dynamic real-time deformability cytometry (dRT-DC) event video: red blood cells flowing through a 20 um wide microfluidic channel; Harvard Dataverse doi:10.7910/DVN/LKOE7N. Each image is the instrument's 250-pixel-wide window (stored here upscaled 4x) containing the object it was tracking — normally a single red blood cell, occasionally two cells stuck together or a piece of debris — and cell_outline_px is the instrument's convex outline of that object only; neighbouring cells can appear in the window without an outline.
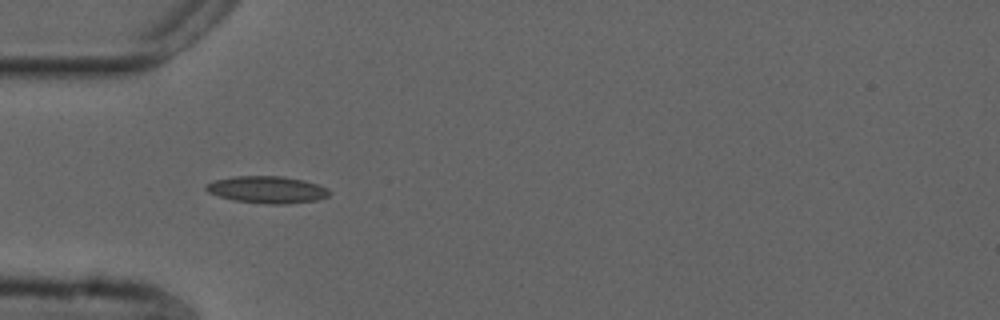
{"species": "common noctule bat (a hibernating species)", "species_latin": "Nyctalus noctula", "temperature_condition": "cold", "stored_images_in_passage": 41, "camera_frame_rate_fps": 3000, "um_per_image_px": 0.085, "animal": {"sex": "male", "forearm_length_mm": 52.5}, "frame": {"image": 1, "passage_image": 4, "time_ms": 1.0, "image_size_px": [1000, 320], "cell_outline_px": [[332, 192], [328, 196], [316, 200], [288, 204], [268, 204], [232, 200], [208, 192], [204, 188], [204, 184], [216, 180], [232, 176], [284, 176], [304, 180], [328, 188]], "centroid_in_image_um": [22.71, 16.12], "position_along_channel_um": 62.3, "area_um2": 19.54}}
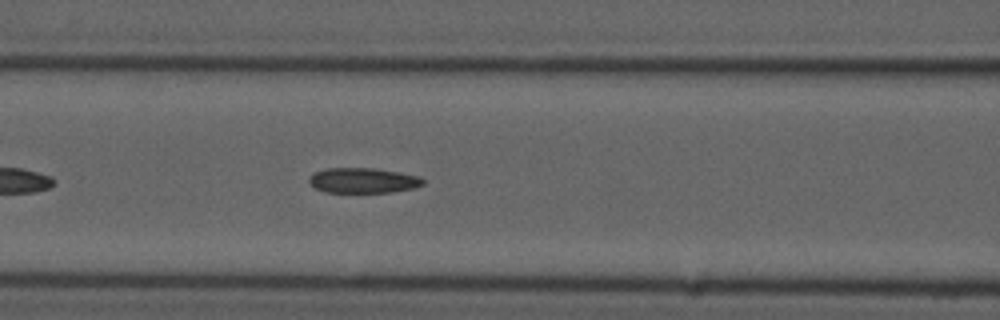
{"frame": {"image": 2, "passage_image": 10, "time_ms": 3.0, "image_size_px": [1000, 320], "cell_outline_px": [[424, 184], [412, 188], [392, 192], [324, 192], [316, 188], [308, 180], [308, 176], [324, 168], [376, 168], [420, 176], [424, 180]], "centroid_in_image_um": [30.86, 15.33], "position_along_channel_um": 135.7, "area_um2": 16.7}}
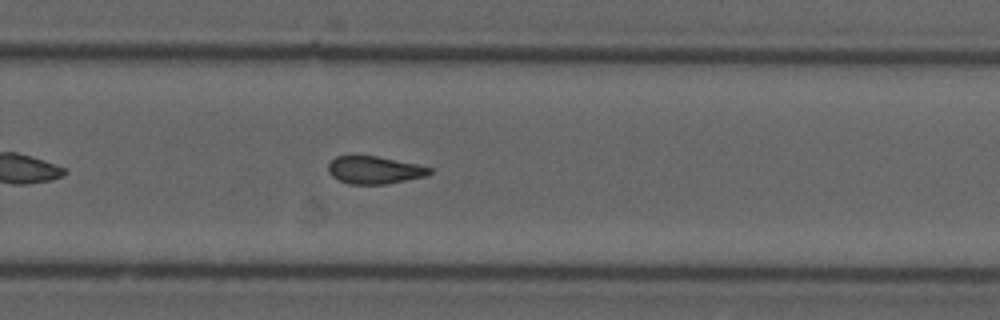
{"frame": {"image": 3, "passage_image": 23, "time_ms": 7.333, "image_size_px": [1000, 320], "cell_outline_px": [[432, 172], [428, 176], [388, 184], [348, 184], [332, 176], [328, 172], [328, 164], [336, 156], [376, 156], [416, 164], [432, 168]], "centroid_in_image_um": [31.85, 14.46], "position_along_channel_um": 298.0, "area_um2": 16.3}, "authors_computed_cell_mechanics": {"area_um2": 16.9354, "velocity_mm_per_s": 3.7568, "shape_relaxation_time_tau1_ms": 5.8114, "shape_relaxation_time_tau2_ms": 4.6194, "deformation_change_tau1": 0.1308, "deformation_change_tau2": 0.1141}}